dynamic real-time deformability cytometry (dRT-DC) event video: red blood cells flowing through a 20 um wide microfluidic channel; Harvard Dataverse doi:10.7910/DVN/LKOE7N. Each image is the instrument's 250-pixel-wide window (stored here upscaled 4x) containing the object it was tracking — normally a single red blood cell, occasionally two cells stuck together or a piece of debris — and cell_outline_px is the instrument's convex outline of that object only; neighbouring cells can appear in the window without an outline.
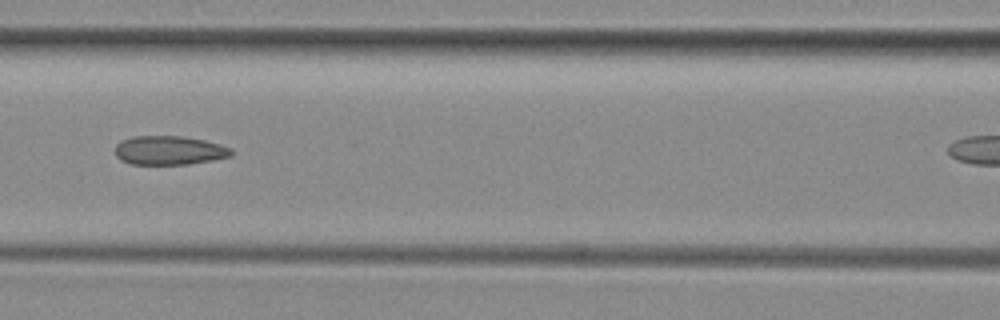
{"species": "common noctule bat (a hibernating species)", "species_latin": "Nyctalus noctula", "temperature_condition": "room temperature", "stored_images_in_passage": 6, "segment_of_instrument_passage": [1, 2], "camera_frame_rate_fps": 3000, "um_per_image_px": 0.085, "animal": {"sex": "female", "body_mass_g": 29.2, "forearm_length_mm": 56.3}, "frame": {"image": 1, "passage_image": 5, "time_ms": 4.333, "image_size_px": [1000, 320], "cell_outline_px": [[232, 156], [212, 160], [188, 164], [128, 164], [120, 160], [116, 156], [116, 144], [120, 140], [132, 136], [180, 136], [204, 140], [220, 144], [232, 148]], "centroid_in_image_um": [14.36, 12.78], "position_along_channel_um": 152.2, "area_um2": 19.71}}